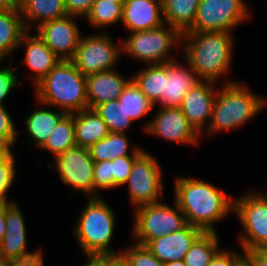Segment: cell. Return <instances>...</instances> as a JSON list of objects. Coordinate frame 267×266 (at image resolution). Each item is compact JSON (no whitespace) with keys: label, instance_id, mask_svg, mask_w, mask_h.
<instances>
[{"label":"cell","instance_id":"60d3db41","mask_svg":"<svg viewBox=\"0 0 267 266\" xmlns=\"http://www.w3.org/2000/svg\"><path fill=\"white\" fill-rule=\"evenodd\" d=\"M244 253L236 250L220 249L208 266H233L234 262Z\"/></svg>","mask_w":267,"mask_h":266},{"label":"cell","instance_id":"4dcf8cb0","mask_svg":"<svg viewBox=\"0 0 267 266\" xmlns=\"http://www.w3.org/2000/svg\"><path fill=\"white\" fill-rule=\"evenodd\" d=\"M118 101L133 122L149 114L155 106L132 80L126 85Z\"/></svg>","mask_w":267,"mask_h":266},{"label":"cell","instance_id":"1f68e13d","mask_svg":"<svg viewBox=\"0 0 267 266\" xmlns=\"http://www.w3.org/2000/svg\"><path fill=\"white\" fill-rule=\"evenodd\" d=\"M123 7L109 0H95L91 11L85 18L86 22L92 27L100 29L114 26L122 22Z\"/></svg>","mask_w":267,"mask_h":266},{"label":"cell","instance_id":"f35d334b","mask_svg":"<svg viewBox=\"0 0 267 266\" xmlns=\"http://www.w3.org/2000/svg\"><path fill=\"white\" fill-rule=\"evenodd\" d=\"M3 62L0 61V65ZM15 70L16 67H13L12 63L0 68V106H4V100L20 85L18 80L19 75H17V71Z\"/></svg>","mask_w":267,"mask_h":266},{"label":"cell","instance_id":"d4e9b609","mask_svg":"<svg viewBox=\"0 0 267 266\" xmlns=\"http://www.w3.org/2000/svg\"><path fill=\"white\" fill-rule=\"evenodd\" d=\"M75 141L78 147L89 148L109 134L105 122L95 109L74 113Z\"/></svg>","mask_w":267,"mask_h":266},{"label":"cell","instance_id":"f6af8a7d","mask_svg":"<svg viewBox=\"0 0 267 266\" xmlns=\"http://www.w3.org/2000/svg\"><path fill=\"white\" fill-rule=\"evenodd\" d=\"M233 266H255L251 257L244 252L235 262Z\"/></svg>","mask_w":267,"mask_h":266},{"label":"cell","instance_id":"83f0119b","mask_svg":"<svg viewBox=\"0 0 267 266\" xmlns=\"http://www.w3.org/2000/svg\"><path fill=\"white\" fill-rule=\"evenodd\" d=\"M201 0H162L164 23L177 29L181 34L194 23Z\"/></svg>","mask_w":267,"mask_h":266},{"label":"cell","instance_id":"7402d4cb","mask_svg":"<svg viewBox=\"0 0 267 266\" xmlns=\"http://www.w3.org/2000/svg\"><path fill=\"white\" fill-rule=\"evenodd\" d=\"M36 104L42 107L36 108L25 118L26 133L30 142L40 149L48 139V136L56 128L59 121L67 114L63 110H54L36 100ZM44 106L47 109H44Z\"/></svg>","mask_w":267,"mask_h":266},{"label":"cell","instance_id":"2e32d148","mask_svg":"<svg viewBox=\"0 0 267 266\" xmlns=\"http://www.w3.org/2000/svg\"><path fill=\"white\" fill-rule=\"evenodd\" d=\"M14 201L5 205V234L0 241V256L2 259H25L38 253L40 248L30 252L27 250V227L24 214L19 204Z\"/></svg>","mask_w":267,"mask_h":266},{"label":"cell","instance_id":"3957f363","mask_svg":"<svg viewBox=\"0 0 267 266\" xmlns=\"http://www.w3.org/2000/svg\"><path fill=\"white\" fill-rule=\"evenodd\" d=\"M221 85L217 89L210 123L205 131L210 135L243 127L267 106V98L254 93L241 82Z\"/></svg>","mask_w":267,"mask_h":266},{"label":"cell","instance_id":"d590c367","mask_svg":"<svg viewBox=\"0 0 267 266\" xmlns=\"http://www.w3.org/2000/svg\"><path fill=\"white\" fill-rule=\"evenodd\" d=\"M112 189V160L94 162L93 198L100 197L99 190Z\"/></svg>","mask_w":267,"mask_h":266},{"label":"cell","instance_id":"cb8c5ba5","mask_svg":"<svg viewBox=\"0 0 267 266\" xmlns=\"http://www.w3.org/2000/svg\"><path fill=\"white\" fill-rule=\"evenodd\" d=\"M131 144L127 134L109 132L105 138L91 145L88 149L94 162L113 160L116 157L140 156L145 151L143 147L135 144L132 146Z\"/></svg>","mask_w":267,"mask_h":266},{"label":"cell","instance_id":"f907efd6","mask_svg":"<svg viewBox=\"0 0 267 266\" xmlns=\"http://www.w3.org/2000/svg\"><path fill=\"white\" fill-rule=\"evenodd\" d=\"M9 150V148L0 142V158Z\"/></svg>","mask_w":267,"mask_h":266},{"label":"cell","instance_id":"816d5d0a","mask_svg":"<svg viewBox=\"0 0 267 266\" xmlns=\"http://www.w3.org/2000/svg\"><path fill=\"white\" fill-rule=\"evenodd\" d=\"M109 1L118 3V4H120V5L123 7V5L125 4V2H126L127 0H109Z\"/></svg>","mask_w":267,"mask_h":266},{"label":"cell","instance_id":"d6986e66","mask_svg":"<svg viewBox=\"0 0 267 266\" xmlns=\"http://www.w3.org/2000/svg\"><path fill=\"white\" fill-rule=\"evenodd\" d=\"M131 81L116 69L102 71L86 76L88 106L95 109L110 100H117L126 85Z\"/></svg>","mask_w":267,"mask_h":266},{"label":"cell","instance_id":"f5cc1de1","mask_svg":"<svg viewBox=\"0 0 267 266\" xmlns=\"http://www.w3.org/2000/svg\"><path fill=\"white\" fill-rule=\"evenodd\" d=\"M0 266H8V261L0 258Z\"/></svg>","mask_w":267,"mask_h":266},{"label":"cell","instance_id":"5b68a950","mask_svg":"<svg viewBox=\"0 0 267 266\" xmlns=\"http://www.w3.org/2000/svg\"><path fill=\"white\" fill-rule=\"evenodd\" d=\"M116 221V214L102 196L88 198V203L73 227L76 241L86 258L120 255L121 252H115L110 245Z\"/></svg>","mask_w":267,"mask_h":266},{"label":"cell","instance_id":"484cf974","mask_svg":"<svg viewBox=\"0 0 267 266\" xmlns=\"http://www.w3.org/2000/svg\"><path fill=\"white\" fill-rule=\"evenodd\" d=\"M27 32L19 8L0 11V61L16 50Z\"/></svg>","mask_w":267,"mask_h":266},{"label":"cell","instance_id":"d6a6232c","mask_svg":"<svg viewBox=\"0 0 267 266\" xmlns=\"http://www.w3.org/2000/svg\"><path fill=\"white\" fill-rule=\"evenodd\" d=\"M95 110L105 122L109 132L126 134V131L133 126V121L126 115L118 99L104 102Z\"/></svg>","mask_w":267,"mask_h":266},{"label":"cell","instance_id":"52a82bcc","mask_svg":"<svg viewBox=\"0 0 267 266\" xmlns=\"http://www.w3.org/2000/svg\"><path fill=\"white\" fill-rule=\"evenodd\" d=\"M174 207L158 202L134 209L132 234L136 244L146 246L151 240L181 230L187 225L185 215L175 202Z\"/></svg>","mask_w":267,"mask_h":266},{"label":"cell","instance_id":"7dc6e473","mask_svg":"<svg viewBox=\"0 0 267 266\" xmlns=\"http://www.w3.org/2000/svg\"><path fill=\"white\" fill-rule=\"evenodd\" d=\"M5 205L0 204V241L5 234Z\"/></svg>","mask_w":267,"mask_h":266},{"label":"cell","instance_id":"bcb514c9","mask_svg":"<svg viewBox=\"0 0 267 266\" xmlns=\"http://www.w3.org/2000/svg\"><path fill=\"white\" fill-rule=\"evenodd\" d=\"M16 8H18V3L15 0H0V11Z\"/></svg>","mask_w":267,"mask_h":266},{"label":"cell","instance_id":"9c48e42d","mask_svg":"<svg viewBox=\"0 0 267 266\" xmlns=\"http://www.w3.org/2000/svg\"><path fill=\"white\" fill-rule=\"evenodd\" d=\"M245 0H201L193 26L186 32H212L231 30L251 18Z\"/></svg>","mask_w":267,"mask_h":266},{"label":"cell","instance_id":"8fae6325","mask_svg":"<svg viewBox=\"0 0 267 266\" xmlns=\"http://www.w3.org/2000/svg\"><path fill=\"white\" fill-rule=\"evenodd\" d=\"M161 166L146 150L134 161L127 182L132 207L161 202L164 197ZM160 197V198H159Z\"/></svg>","mask_w":267,"mask_h":266},{"label":"cell","instance_id":"f546056e","mask_svg":"<svg viewBox=\"0 0 267 266\" xmlns=\"http://www.w3.org/2000/svg\"><path fill=\"white\" fill-rule=\"evenodd\" d=\"M217 232H203L184 256L186 266H208L221 249Z\"/></svg>","mask_w":267,"mask_h":266},{"label":"cell","instance_id":"30bf717a","mask_svg":"<svg viewBox=\"0 0 267 266\" xmlns=\"http://www.w3.org/2000/svg\"><path fill=\"white\" fill-rule=\"evenodd\" d=\"M122 42L115 43L105 30L97 34L81 36L71 59L74 66L85 76L116 69L122 55Z\"/></svg>","mask_w":267,"mask_h":266},{"label":"cell","instance_id":"7bdbcfd3","mask_svg":"<svg viewBox=\"0 0 267 266\" xmlns=\"http://www.w3.org/2000/svg\"><path fill=\"white\" fill-rule=\"evenodd\" d=\"M251 257L255 266H267V248H258L246 251Z\"/></svg>","mask_w":267,"mask_h":266},{"label":"cell","instance_id":"ac0fdd59","mask_svg":"<svg viewBox=\"0 0 267 266\" xmlns=\"http://www.w3.org/2000/svg\"><path fill=\"white\" fill-rule=\"evenodd\" d=\"M122 24L129 33L162 26L165 24L162 0H127L123 5Z\"/></svg>","mask_w":267,"mask_h":266},{"label":"cell","instance_id":"603a6c76","mask_svg":"<svg viewBox=\"0 0 267 266\" xmlns=\"http://www.w3.org/2000/svg\"><path fill=\"white\" fill-rule=\"evenodd\" d=\"M18 8L27 31L36 23L35 29L45 22L67 16L65 0H21Z\"/></svg>","mask_w":267,"mask_h":266},{"label":"cell","instance_id":"ee69618b","mask_svg":"<svg viewBox=\"0 0 267 266\" xmlns=\"http://www.w3.org/2000/svg\"><path fill=\"white\" fill-rule=\"evenodd\" d=\"M101 266H129V265L119 255L112 257H101Z\"/></svg>","mask_w":267,"mask_h":266},{"label":"cell","instance_id":"f1b7e54d","mask_svg":"<svg viewBox=\"0 0 267 266\" xmlns=\"http://www.w3.org/2000/svg\"><path fill=\"white\" fill-rule=\"evenodd\" d=\"M77 146L75 141L74 113L66 114L51 132L41 150L50 151L55 158L66 150Z\"/></svg>","mask_w":267,"mask_h":266},{"label":"cell","instance_id":"7a4b0ae2","mask_svg":"<svg viewBox=\"0 0 267 266\" xmlns=\"http://www.w3.org/2000/svg\"><path fill=\"white\" fill-rule=\"evenodd\" d=\"M186 64L195 70L202 81L231 83L230 72L235 38L224 31L184 32L181 34ZM223 80H222V78ZM225 78V79H224Z\"/></svg>","mask_w":267,"mask_h":266},{"label":"cell","instance_id":"5bb4252c","mask_svg":"<svg viewBox=\"0 0 267 266\" xmlns=\"http://www.w3.org/2000/svg\"><path fill=\"white\" fill-rule=\"evenodd\" d=\"M75 20L79 19L65 16L36 28V33L60 60H71L79 44L82 33Z\"/></svg>","mask_w":267,"mask_h":266},{"label":"cell","instance_id":"6da1fadb","mask_svg":"<svg viewBox=\"0 0 267 266\" xmlns=\"http://www.w3.org/2000/svg\"><path fill=\"white\" fill-rule=\"evenodd\" d=\"M173 188L174 202L185 215L187 224L203 232L216 233L215 224L234 211V198L205 180L177 176Z\"/></svg>","mask_w":267,"mask_h":266},{"label":"cell","instance_id":"b9f144b4","mask_svg":"<svg viewBox=\"0 0 267 266\" xmlns=\"http://www.w3.org/2000/svg\"><path fill=\"white\" fill-rule=\"evenodd\" d=\"M43 250L25 259L9 260L8 266H45Z\"/></svg>","mask_w":267,"mask_h":266},{"label":"cell","instance_id":"4fadbf2b","mask_svg":"<svg viewBox=\"0 0 267 266\" xmlns=\"http://www.w3.org/2000/svg\"><path fill=\"white\" fill-rule=\"evenodd\" d=\"M142 127L144 132L170 142L199 145L200 136L188 123L180 107H160Z\"/></svg>","mask_w":267,"mask_h":266},{"label":"cell","instance_id":"681fc988","mask_svg":"<svg viewBox=\"0 0 267 266\" xmlns=\"http://www.w3.org/2000/svg\"><path fill=\"white\" fill-rule=\"evenodd\" d=\"M164 266H186L183 260L165 262Z\"/></svg>","mask_w":267,"mask_h":266},{"label":"cell","instance_id":"9a60e30c","mask_svg":"<svg viewBox=\"0 0 267 266\" xmlns=\"http://www.w3.org/2000/svg\"><path fill=\"white\" fill-rule=\"evenodd\" d=\"M217 83L200 81L183 98L180 109L188 123L200 136L210 123L213 104L217 95ZM216 88V89H215Z\"/></svg>","mask_w":267,"mask_h":266},{"label":"cell","instance_id":"74e56055","mask_svg":"<svg viewBox=\"0 0 267 266\" xmlns=\"http://www.w3.org/2000/svg\"><path fill=\"white\" fill-rule=\"evenodd\" d=\"M11 116L5 106H0V142L9 149L16 145L19 133Z\"/></svg>","mask_w":267,"mask_h":266},{"label":"cell","instance_id":"4316f807","mask_svg":"<svg viewBox=\"0 0 267 266\" xmlns=\"http://www.w3.org/2000/svg\"><path fill=\"white\" fill-rule=\"evenodd\" d=\"M167 79V63L146 65L145 68L131 75V80L155 105L160 103Z\"/></svg>","mask_w":267,"mask_h":266},{"label":"cell","instance_id":"ba28073f","mask_svg":"<svg viewBox=\"0 0 267 266\" xmlns=\"http://www.w3.org/2000/svg\"><path fill=\"white\" fill-rule=\"evenodd\" d=\"M243 232L238 235L241 249L246 252L267 248V193L250 190L234 198V211Z\"/></svg>","mask_w":267,"mask_h":266},{"label":"cell","instance_id":"8d00e7d4","mask_svg":"<svg viewBox=\"0 0 267 266\" xmlns=\"http://www.w3.org/2000/svg\"><path fill=\"white\" fill-rule=\"evenodd\" d=\"M139 156L116 157L112 160V189L124 186L131 173L134 161Z\"/></svg>","mask_w":267,"mask_h":266},{"label":"cell","instance_id":"ffe728a7","mask_svg":"<svg viewBox=\"0 0 267 266\" xmlns=\"http://www.w3.org/2000/svg\"><path fill=\"white\" fill-rule=\"evenodd\" d=\"M27 31L19 44L25 47V57L21 60L30 69L34 86L38 84L60 61L37 33L31 35Z\"/></svg>","mask_w":267,"mask_h":266},{"label":"cell","instance_id":"ab89813d","mask_svg":"<svg viewBox=\"0 0 267 266\" xmlns=\"http://www.w3.org/2000/svg\"><path fill=\"white\" fill-rule=\"evenodd\" d=\"M95 0H65L67 16L83 18L87 17L91 11Z\"/></svg>","mask_w":267,"mask_h":266},{"label":"cell","instance_id":"277c9868","mask_svg":"<svg viewBox=\"0 0 267 266\" xmlns=\"http://www.w3.org/2000/svg\"><path fill=\"white\" fill-rule=\"evenodd\" d=\"M34 87L35 99L50 108L55 107L67 114L89 108L86 76L71 60H60Z\"/></svg>","mask_w":267,"mask_h":266},{"label":"cell","instance_id":"e0dca14e","mask_svg":"<svg viewBox=\"0 0 267 266\" xmlns=\"http://www.w3.org/2000/svg\"><path fill=\"white\" fill-rule=\"evenodd\" d=\"M202 233L201 229L187 224L179 231L151 240L146 247L162 263L184 260V256Z\"/></svg>","mask_w":267,"mask_h":266},{"label":"cell","instance_id":"e575fe53","mask_svg":"<svg viewBox=\"0 0 267 266\" xmlns=\"http://www.w3.org/2000/svg\"><path fill=\"white\" fill-rule=\"evenodd\" d=\"M120 256L129 266H164L146 246L136 243L121 250Z\"/></svg>","mask_w":267,"mask_h":266},{"label":"cell","instance_id":"44dd1931","mask_svg":"<svg viewBox=\"0 0 267 266\" xmlns=\"http://www.w3.org/2000/svg\"><path fill=\"white\" fill-rule=\"evenodd\" d=\"M201 80L188 64L183 66L177 60L167 63V79L164 94L160 98V107H180L188 90Z\"/></svg>","mask_w":267,"mask_h":266},{"label":"cell","instance_id":"7c38bea8","mask_svg":"<svg viewBox=\"0 0 267 266\" xmlns=\"http://www.w3.org/2000/svg\"><path fill=\"white\" fill-rule=\"evenodd\" d=\"M48 168H55L63 184L69 189L84 193L87 198H93V168L94 161L89 149L75 146L53 158Z\"/></svg>","mask_w":267,"mask_h":266},{"label":"cell","instance_id":"c3c4849f","mask_svg":"<svg viewBox=\"0 0 267 266\" xmlns=\"http://www.w3.org/2000/svg\"><path fill=\"white\" fill-rule=\"evenodd\" d=\"M87 263L80 264L79 266H101V258H87Z\"/></svg>","mask_w":267,"mask_h":266},{"label":"cell","instance_id":"836d02e7","mask_svg":"<svg viewBox=\"0 0 267 266\" xmlns=\"http://www.w3.org/2000/svg\"><path fill=\"white\" fill-rule=\"evenodd\" d=\"M13 149H9L0 158V204L6 205L15 200H8L7 193L13 186L16 177V162Z\"/></svg>","mask_w":267,"mask_h":266},{"label":"cell","instance_id":"8992f818","mask_svg":"<svg viewBox=\"0 0 267 266\" xmlns=\"http://www.w3.org/2000/svg\"><path fill=\"white\" fill-rule=\"evenodd\" d=\"M180 44L183 45L181 33L172 26L163 24L155 29L129 33L122 42V53L146 65L163 64L176 60L171 53Z\"/></svg>","mask_w":267,"mask_h":266}]
</instances>
